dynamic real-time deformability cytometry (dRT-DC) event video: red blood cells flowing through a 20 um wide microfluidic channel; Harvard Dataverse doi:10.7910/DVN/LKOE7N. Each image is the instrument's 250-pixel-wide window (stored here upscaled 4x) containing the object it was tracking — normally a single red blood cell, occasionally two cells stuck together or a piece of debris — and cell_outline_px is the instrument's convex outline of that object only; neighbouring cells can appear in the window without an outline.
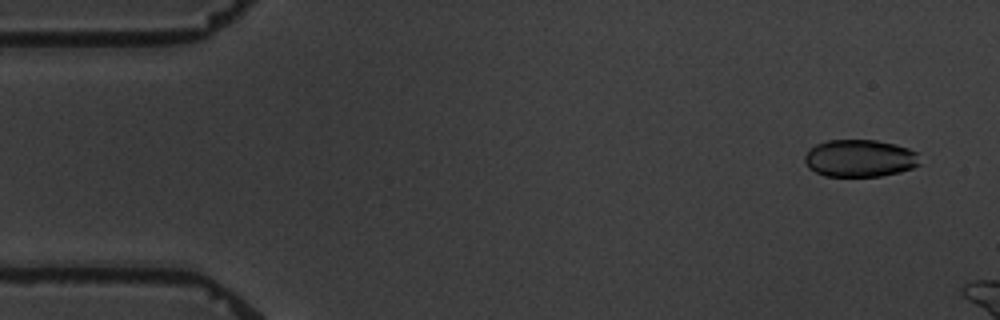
{"species": "common noctule bat (a hibernating species)", "species_latin": "Nyctalus noctula", "temperature_condition": "warm", "stored_images_in_passage": 3, "camera_frame_rate_fps": 3000, "um_per_image_px": 0.085, "animal": {"sex": "male", "body_mass_g": 19.5, "forearm_length_mm": 54.6}, "frame": {"image": 1, "passage_image": 1, "time_ms": 0.0, "image_size_px": [1000, 320], "cell_outline_px": [[920, 164], [912, 168], [900, 172], [880, 176], [824, 176], [808, 168], [804, 160], [804, 156], [808, 148], [816, 144], [828, 140], [876, 140], [896, 144], [908, 148], [916, 152]], "centroid_in_image_um": [73.05, 13.45], "position_along_channel_um": 11.9, "area_um2": 25.2}}